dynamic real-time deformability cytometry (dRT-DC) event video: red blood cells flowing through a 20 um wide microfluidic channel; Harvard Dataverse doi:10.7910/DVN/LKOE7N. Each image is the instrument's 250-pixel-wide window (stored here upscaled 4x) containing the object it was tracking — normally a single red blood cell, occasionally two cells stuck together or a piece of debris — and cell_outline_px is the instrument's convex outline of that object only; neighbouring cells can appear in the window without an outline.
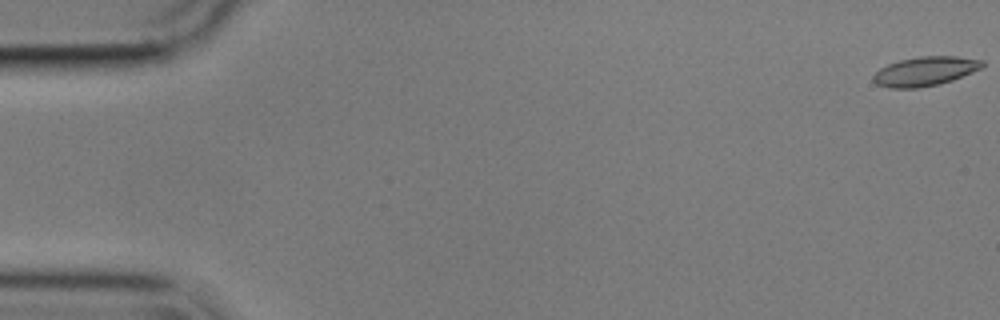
{"species": "common noctule bat (a hibernating species)", "species_latin": "Nyctalus noctula", "temperature_condition": "cold", "stored_images_in_passage": 56, "camera_frame_rate_fps": 3000, "um_per_image_px": 0.085, "animal": {"sex": "male", "body_mass_g": 17.9}, "frame": {"image": 1, "passage_image": 1, "time_ms": 0.0, "image_size_px": [1000, 320], "cell_outline_px": [[984, 64], [980, 68], [972, 72], [952, 80], [940, 84], [920, 88], [888, 88], [876, 84], [872, 80], [872, 76], [880, 68], [888, 64], [900, 60], [920, 56], [956, 56], [984, 60]], "centroid_in_image_um": [78.61, 6.06], "position_along_channel_um": 6.4, "area_um2": 18.61}}
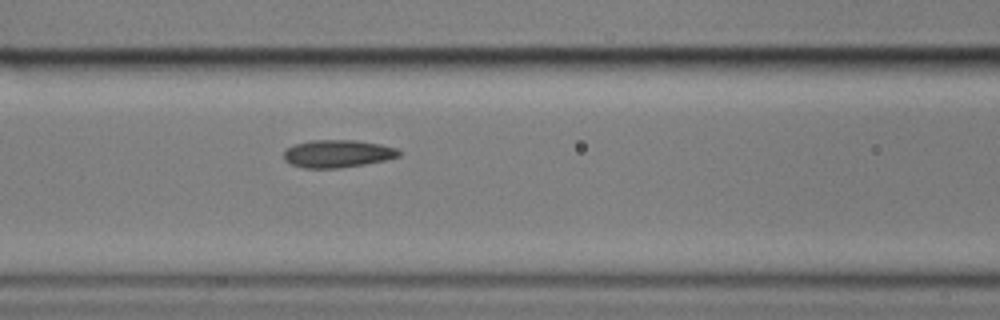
{"frame": {"image": 2, "passage_image": 24, "time_ms": 7.667, "image_size_px": [1000, 320], "cell_outline_px": [[400, 156], [384, 160], [364, 164], [340, 168], [304, 168], [292, 164], [284, 160], [284, 148], [296, 144], [312, 140], [356, 140], [380, 144], [396, 148], [400, 152]], "centroid_in_image_um": [28.67, 13.06], "position_along_channel_um": 137.9, "area_um2": 18.5}}
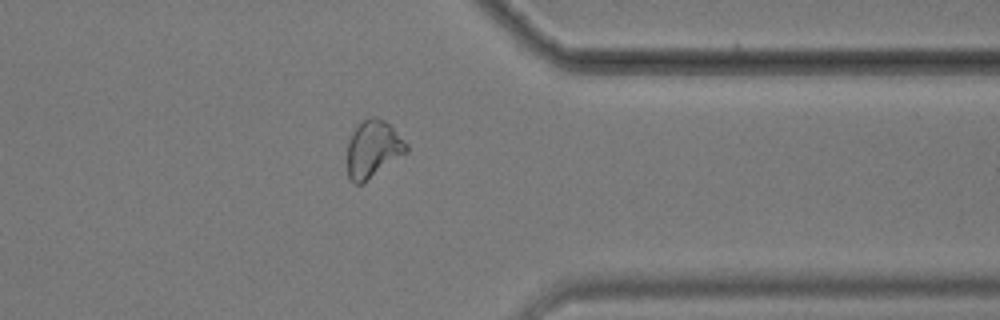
{"frame": {"image": 3, "passage_image": 45, "time_ms": 14.667, "image_size_px": [1000, 320], "cell_outline_px": [[408, 152], [364, 184], [356, 184], [348, 176], [348, 140], [352, 132], [368, 116], [376, 116], [384, 120], [408, 144]], "centroid_in_image_um": [31.72, 12.69], "position_along_channel_um": 379.7, "area_um2": 19.77}, "authors_computed_cell_mechanics": {"area_um2": 18.6983, "velocity_mm_per_s": 3.574, "shape_relaxation_time_tau1_ms": 6.5239, "shape_relaxation_time_tau2_ms": 2.8386, "deformation_change_tau1": 0.1436, "deformation_change_tau2": 0.0975}}